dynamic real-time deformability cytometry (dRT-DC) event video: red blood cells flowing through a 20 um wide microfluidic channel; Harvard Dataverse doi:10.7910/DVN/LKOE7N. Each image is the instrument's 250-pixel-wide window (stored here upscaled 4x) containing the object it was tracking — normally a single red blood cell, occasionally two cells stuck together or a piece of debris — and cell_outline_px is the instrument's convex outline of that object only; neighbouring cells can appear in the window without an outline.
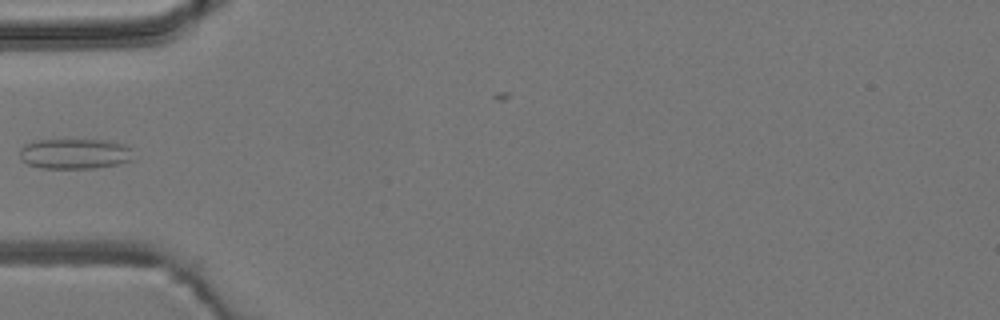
{"species": "common noctule bat (a hibernating species)", "species_latin": "Nyctalus noctula", "temperature_condition": "room temperature", "stored_images_in_passage": 4, "camera_frame_rate_fps": 3000, "um_per_image_px": 0.085, "animal": {"sex": "male", "body_mass_g": 19.2, "forearm_length_mm": 51.8}, "frame": {"image": 1, "passage_image": 4, "time_ms": 3.333, "image_size_px": [1000, 320], "cell_outline_px": [[132, 160], [120, 164], [92, 168], [40, 168], [28, 164], [20, 160], [20, 148], [24, 144], [36, 140], [104, 140], [124, 144], [132, 148]], "centroid_in_image_um": [6.35, 13.07], "position_along_channel_um": 78.7, "area_um2": 20.23}}